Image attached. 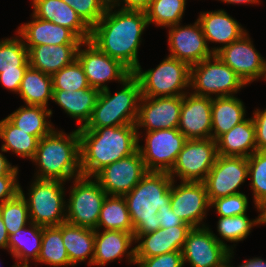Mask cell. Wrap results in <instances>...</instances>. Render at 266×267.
Returning <instances> with one entry per match:
<instances>
[{"label":"cell","mask_w":266,"mask_h":267,"mask_svg":"<svg viewBox=\"0 0 266 267\" xmlns=\"http://www.w3.org/2000/svg\"><path fill=\"white\" fill-rule=\"evenodd\" d=\"M173 179L167 172H148L124 195L133 224V237L159 228L190 226L175 215L170 205Z\"/></svg>","instance_id":"1"},{"label":"cell","mask_w":266,"mask_h":267,"mask_svg":"<svg viewBox=\"0 0 266 267\" xmlns=\"http://www.w3.org/2000/svg\"><path fill=\"white\" fill-rule=\"evenodd\" d=\"M112 9L108 5L105 14L91 28L89 41L134 72L140 66L137 53L143 30L148 26L146 12L122 9L112 12Z\"/></svg>","instance_id":"2"},{"label":"cell","mask_w":266,"mask_h":267,"mask_svg":"<svg viewBox=\"0 0 266 267\" xmlns=\"http://www.w3.org/2000/svg\"><path fill=\"white\" fill-rule=\"evenodd\" d=\"M82 175L93 177L103 167L138 150L136 124L98 129H78Z\"/></svg>","instance_id":"3"},{"label":"cell","mask_w":266,"mask_h":267,"mask_svg":"<svg viewBox=\"0 0 266 267\" xmlns=\"http://www.w3.org/2000/svg\"><path fill=\"white\" fill-rule=\"evenodd\" d=\"M32 161L39 167L36 179L65 182L81 176L78 129L68 135L53 130L49 135L42 137Z\"/></svg>","instance_id":"4"},{"label":"cell","mask_w":266,"mask_h":267,"mask_svg":"<svg viewBox=\"0 0 266 267\" xmlns=\"http://www.w3.org/2000/svg\"><path fill=\"white\" fill-rule=\"evenodd\" d=\"M121 84L123 88L114 95H111L109 88L99 92L90 120L78 129L136 124L142 97L140 83L131 74Z\"/></svg>","instance_id":"5"},{"label":"cell","mask_w":266,"mask_h":267,"mask_svg":"<svg viewBox=\"0 0 266 267\" xmlns=\"http://www.w3.org/2000/svg\"><path fill=\"white\" fill-rule=\"evenodd\" d=\"M141 69L138 66L132 74L140 83L143 97L183 96L186 93L182 89L190 86L191 67L169 55L155 69Z\"/></svg>","instance_id":"6"},{"label":"cell","mask_w":266,"mask_h":267,"mask_svg":"<svg viewBox=\"0 0 266 267\" xmlns=\"http://www.w3.org/2000/svg\"><path fill=\"white\" fill-rule=\"evenodd\" d=\"M245 85L247 84L242 78L216 54L191 66L190 69V86L195 89L192 94L196 96H232Z\"/></svg>","instance_id":"7"},{"label":"cell","mask_w":266,"mask_h":267,"mask_svg":"<svg viewBox=\"0 0 266 267\" xmlns=\"http://www.w3.org/2000/svg\"><path fill=\"white\" fill-rule=\"evenodd\" d=\"M62 183L61 180L35 178L28 193L29 198H25L32 223L51 227L66 222L65 189Z\"/></svg>","instance_id":"8"},{"label":"cell","mask_w":266,"mask_h":267,"mask_svg":"<svg viewBox=\"0 0 266 267\" xmlns=\"http://www.w3.org/2000/svg\"><path fill=\"white\" fill-rule=\"evenodd\" d=\"M89 176H78L66 204V222L96 230L102 204L107 196L98 181Z\"/></svg>","instance_id":"9"},{"label":"cell","mask_w":266,"mask_h":267,"mask_svg":"<svg viewBox=\"0 0 266 267\" xmlns=\"http://www.w3.org/2000/svg\"><path fill=\"white\" fill-rule=\"evenodd\" d=\"M217 156V143L212 138L187 139L169 175L183 182H204Z\"/></svg>","instance_id":"10"},{"label":"cell","mask_w":266,"mask_h":267,"mask_svg":"<svg viewBox=\"0 0 266 267\" xmlns=\"http://www.w3.org/2000/svg\"><path fill=\"white\" fill-rule=\"evenodd\" d=\"M233 250L208 227H192L181 250L183 263L192 267H226Z\"/></svg>","instance_id":"11"},{"label":"cell","mask_w":266,"mask_h":267,"mask_svg":"<svg viewBox=\"0 0 266 267\" xmlns=\"http://www.w3.org/2000/svg\"><path fill=\"white\" fill-rule=\"evenodd\" d=\"M145 146L138 150L148 172L169 173L181 152L186 137L178 130L165 129L146 132Z\"/></svg>","instance_id":"12"},{"label":"cell","mask_w":266,"mask_h":267,"mask_svg":"<svg viewBox=\"0 0 266 267\" xmlns=\"http://www.w3.org/2000/svg\"><path fill=\"white\" fill-rule=\"evenodd\" d=\"M148 173L139 150L99 170L93 177L109 196L128 194Z\"/></svg>","instance_id":"13"},{"label":"cell","mask_w":266,"mask_h":267,"mask_svg":"<svg viewBox=\"0 0 266 267\" xmlns=\"http://www.w3.org/2000/svg\"><path fill=\"white\" fill-rule=\"evenodd\" d=\"M86 45L87 48L81 49ZM77 60L82 65L90 87L99 91L108 88L104 83L111 80H118L122 83L132 72L119 60L111 58L100 51L89 40L79 45Z\"/></svg>","instance_id":"14"},{"label":"cell","mask_w":266,"mask_h":267,"mask_svg":"<svg viewBox=\"0 0 266 267\" xmlns=\"http://www.w3.org/2000/svg\"><path fill=\"white\" fill-rule=\"evenodd\" d=\"M247 177V157L218 155L204 181L209 202L240 193L237 189Z\"/></svg>","instance_id":"15"},{"label":"cell","mask_w":266,"mask_h":267,"mask_svg":"<svg viewBox=\"0 0 266 267\" xmlns=\"http://www.w3.org/2000/svg\"><path fill=\"white\" fill-rule=\"evenodd\" d=\"M248 33L220 49L216 55L249 84L266 76V61L256 51Z\"/></svg>","instance_id":"16"},{"label":"cell","mask_w":266,"mask_h":267,"mask_svg":"<svg viewBox=\"0 0 266 267\" xmlns=\"http://www.w3.org/2000/svg\"><path fill=\"white\" fill-rule=\"evenodd\" d=\"M168 42L169 56L185 62L190 67L213 55L198 20L194 25L170 26Z\"/></svg>","instance_id":"17"},{"label":"cell","mask_w":266,"mask_h":267,"mask_svg":"<svg viewBox=\"0 0 266 267\" xmlns=\"http://www.w3.org/2000/svg\"><path fill=\"white\" fill-rule=\"evenodd\" d=\"M182 106V96L141 97L137 129L145 128L146 132L178 128Z\"/></svg>","instance_id":"18"},{"label":"cell","mask_w":266,"mask_h":267,"mask_svg":"<svg viewBox=\"0 0 266 267\" xmlns=\"http://www.w3.org/2000/svg\"><path fill=\"white\" fill-rule=\"evenodd\" d=\"M171 185L170 205L175 215L191 227H199L210 207L204 182H181Z\"/></svg>","instance_id":"19"},{"label":"cell","mask_w":266,"mask_h":267,"mask_svg":"<svg viewBox=\"0 0 266 267\" xmlns=\"http://www.w3.org/2000/svg\"><path fill=\"white\" fill-rule=\"evenodd\" d=\"M212 102L213 97L184 94L178 130L186 139L212 138Z\"/></svg>","instance_id":"20"},{"label":"cell","mask_w":266,"mask_h":267,"mask_svg":"<svg viewBox=\"0 0 266 267\" xmlns=\"http://www.w3.org/2000/svg\"><path fill=\"white\" fill-rule=\"evenodd\" d=\"M191 229V226H174L138 235L135 243L142 241L134 247L135 258H150L164 253L181 251Z\"/></svg>","instance_id":"21"},{"label":"cell","mask_w":266,"mask_h":267,"mask_svg":"<svg viewBox=\"0 0 266 267\" xmlns=\"http://www.w3.org/2000/svg\"><path fill=\"white\" fill-rule=\"evenodd\" d=\"M32 2L35 17L70 29L83 42L90 39L91 28L71 5L63 0H32Z\"/></svg>","instance_id":"22"},{"label":"cell","mask_w":266,"mask_h":267,"mask_svg":"<svg viewBox=\"0 0 266 267\" xmlns=\"http://www.w3.org/2000/svg\"><path fill=\"white\" fill-rule=\"evenodd\" d=\"M34 20L19 27L17 33L26 42L28 51L33 46L38 45H61V44H81L79 39L70 29L54 24L50 21L42 20L32 15Z\"/></svg>","instance_id":"23"},{"label":"cell","mask_w":266,"mask_h":267,"mask_svg":"<svg viewBox=\"0 0 266 267\" xmlns=\"http://www.w3.org/2000/svg\"><path fill=\"white\" fill-rule=\"evenodd\" d=\"M133 241H135L133 233L118 230H104L103 232L95 230L92 265L104 266L105 263L122 258L124 254L128 257V262L135 264L134 248L127 252Z\"/></svg>","instance_id":"24"},{"label":"cell","mask_w":266,"mask_h":267,"mask_svg":"<svg viewBox=\"0 0 266 267\" xmlns=\"http://www.w3.org/2000/svg\"><path fill=\"white\" fill-rule=\"evenodd\" d=\"M203 29L206 42L222 43L223 46L212 48L211 52L216 54L220 49L226 47L231 42L238 40L247 31L227 14L224 10L200 12L197 19Z\"/></svg>","instance_id":"25"},{"label":"cell","mask_w":266,"mask_h":267,"mask_svg":"<svg viewBox=\"0 0 266 267\" xmlns=\"http://www.w3.org/2000/svg\"><path fill=\"white\" fill-rule=\"evenodd\" d=\"M80 44L38 45L28 51L29 66L52 76L77 59Z\"/></svg>","instance_id":"26"},{"label":"cell","mask_w":266,"mask_h":267,"mask_svg":"<svg viewBox=\"0 0 266 267\" xmlns=\"http://www.w3.org/2000/svg\"><path fill=\"white\" fill-rule=\"evenodd\" d=\"M216 143L218 155L247 158L251 156L257 151L255 125L252 117L245 119L229 132L221 135Z\"/></svg>","instance_id":"27"},{"label":"cell","mask_w":266,"mask_h":267,"mask_svg":"<svg viewBox=\"0 0 266 267\" xmlns=\"http://www.w3.org/2000/svg\"><path fill=\"white\" fill-rule=\"evenodd\" d=\"M99 92L92 87L78 91L53 90L52 100L72 118L78 119V123H82L80 127H83L91 118Z\"/></svg>","instance_id":"28"},{"label":"cell","mask_w":266,"mask_h":267,"mask_svg":"<svg viewBox=\"0 0 266 267\" xmlns=\"http://www.w3.org/2000/svg\"><path fill=\"white\" fill-rule=\"evenodd\" d=\"M244 108L243 102L234 97V94L213 98L212 139L216 141L221 135L244 121L246 119Z\"/></svg>","instance_id":"29"},{"label":"cell","mask_w":266,"mask_h":267,"mask_svg":"<svg viewBox=\"0 0 266 267\" xmlns=\"http://www.w3.org/2000/svg\"><path fill=\"white\" fill-rule=\"evenodd\" d=\"M62 240L72 266L85 261L89 256V265H92L95 230L64 222L62 223Z\"/></svg>","instance_id":"30"},{"label":"cell","mask_w":266,"mask_h":267,"mask_svg":"<svg viewBox=\"0 0 266 267\" xmlns=\"http://www.w3.org/2000/svg\"><path fill=\"white\" fill-rule=\"evenodd\" d=\"M29 223L30 229L24 226L9 236V252L21 263L16 262V267H29L28 261L30 258L36 261L41 249L43 227L31 221Z\"/></svg>","instance_id":"31"},{"label":"cell","mask_w":266,"mask_h":267,"mask_svg":"<svg viewBox=\"0 0 266 267\" xmlns=\"http://www.w3.org/2000/svg\"><path fill=\"white\" fill-rule=\"evenodd\" d=\"M51 115V109L43 106L26 105L20 107L6 118L20 130L36 136L40 140L54 130L50 121L46 119Z\"/></svg>","instance_id":"32"},{"label":"cell","mask_w":266,"mask_h":267,"mask_svg":"<svg viewBox=\"0 0 266 267\" xmlns=\"http://www.w3.org/2000/svg\"><path fill=\"white\" fill-rule=\"evenodd\" d=\"M18 94L26 105L47 108L48 100L53 98L52 77L29 66L24 72Z\"/></svg>","instance_id":"33"},{"label":"cell","mask_w":266,"mask_h":267,"mask_svg":"<svg viewBox=\"0 0 266 267\" xmlns=\"http://www.w3.org/2000/svg\"><path fill=\"white\" fill-rule=\"evenodd\" d=\"M118 230L133 233V224L124 196L107 195L100 211L96 230Z\"/></svg>","instance_id":"34"},{"label":"cell","mask_w":266,"mask_h":267,"mask_svg":"<svg viewBox=\"0 0 266 267\" xmlns=\"http://www.w3.org/2000/svg\"><path fill=\"white\" fill-rule=\"evenodd\" d=\"M0 138L4 141L2 152L9 150L20 157L33 159L39 139L14 126L7 118L0 121Z\"/></svg>","instance_id":"35"},{"label":"cell","mask_w":266,"mask_h":267,"mask_svg":"<svg viewBox=\"0 0 266 267\" xmlns=\"http://www.w3.org/2000/svg\"><path fill=\"white\" fill-rule=\"evenodd\" d=\"M36 261L53 267L72 265L62 240V223L43 227L42 245Z\"/></svg>","instance_id":"36"},{"label":"cell","mask_w":266,"mask_h":267,"mask_svg":"<svg viewBox=\"0 0 266 267\" xmlns=\"http://www.w3.org/2000/svg\"><path fill=\"white\" fill-rule=\"evenodd\" d=\"M18 37L0 41V73L25 72L29 67L28 49Z\"/></svg>","instance_id":"37"},{"label":"cell","mask_w":266,"mask_h":267,"mask_svg":"<svg viewBox=\"0 0 266 267\" xmlns=\"http://www.w3.org/2000/svg\"><path fill=\"white\" fill-rule=\"evenodd\" d=\"M186 0H152L145 10L148 25L170 27L181 24L180 21L185 11Z\"/></svg>","instance_id":"38"},{"label":"cell","mask_w":266,"mask_h":267,"mask_svg":"<svg viewBox=\"0 0 266 267\" xmlns=\"http://www.w3.org/2000/svg\"><path fill=\"white\" fill-rule=\"evenodd\" d=\"M0 215L9 236L26 226V223L30 221L28 206L21 186L20 193L15 198L0 204Z\"/></svg>","instance_id":"39"},{"label":"cell","mask_w":266,"mask_h":267,"mask_svg":"<svg viewBox=\"0 0 266 267\" xmlns=\"http://www.w3.org/2000/svg\"><path fill=\"white\" fill-rule=\"evenodd\" d=\"M247 160L254 202L260 212V205L266 201V151H255Z\"/></svg>","instance_id":"40"},{"label":"cell","mask_w":266,"mask_h":267,"mask_svg":"<svg viewBox=\"0 0 266 267\" xmlns=\"http://www.w3.org/2000/svg\"><path fill=\"white\" fill-rule=\"evenodd\" d=\"M257 224H261L260 214L254 220H250L246 214L220 217L217 231L222 239L229 242H238L245 239L251 232V228Z\"/></svg>","instance_id":"41"},{"label":"cell","mask_w":266,"mask_h":267,"mask_svg":"<svg viewBox=\"0 0 266 267\" xmlns=\"http://www.w3.org/2000/svg\"><path fill=\"white\" fill-rule=\"evenodd\" d=\"M51 77L53 90L78 91L79 89L90 88L84 69L77 59Z\"/></svg>","instance_id":"42"},{"label":"cell","mask_w":266,"mask_h":267,"mask_svg":"<svg viewBox=\"0 0 266 267\" xmlns=\"http://www.w3.org/2000/svg\"><path fill=\"white\" fill-rule=\"evenodd\" d=\"M92 28L105 14L109 0H63Z\"/></svg>","instance_id":"43"},{"label":"cell","mask_w":266,"mask_h":267,"mask_svg":"<svg viewBox=\"0 0 266 267\" xmlns=\"http://www.w3.org/2000/svg\"><path fill=\"white\" fill-rule=\"evenodd\" d=\"M210 206L215 207L220 217L242 215L247 212L248 199L245 194L240 192L214 199L210 202Z\"/></svg>","instance_id":"44"},{"label":"cell","mask_w":266,"mask_h":267,"mask_svg":"<svg viewBox=\"0 0 266 267\" xmlns=\"http://www.w3.org/2000/svg\"><path fill=\"white\" fill-rule=\"evenodd\" d=\"M138 267H183L181 251L164 253L150 258H135Z\"/></svg>","instance_id":"45"},{"label":"cell","mask_w":266,"mask_h":267,"mask_svg":"<svg viewBox=\"0 0 266 267\" xmlns=\"http://www.w3.org/2000/svg\"><path fill=\"white\" fill-rule=\"evenodd\" d=\"M252 119L255 125L257 151H266V109H257Z\"/></svg>","instance_id":"46"},{"label":"cell","mask_w":266,"mask_h":267,"mask_svg":"<svg viewBox=\"0 0 266 267\" xmlns=\"http://www.w3.org/2000/svg\"><path fill=\"white\" fill-rule=\"evenodd\" d=\"M17 176H0V204L15 198L20 193Z\"/></svg>","instance_id":"47"},{"label":"cell","mask_w":266,"mask_h":267,"mask_svg":"<svg viewBox=\"0 0 266 267\" xmlns=\"http://www.w3.org/2000/svg\"><path fill=\"white\" fill-rule=\"evenodd\" d=\"M23 75L24 72L4 71L0 73V82L5 88L18 94Z\"/></svg>","instance_id":"48"},{"label":"cell","mask_w":266,"mask_h":267,"mask_svg":"<svg viewBox=\"0 0 266 267\" xmlns=\"http://www.w3.org/2000/svg\"><path fill=\"white\" fill-rule=\"evenodd\" d=\"M120 0H109V5H111L113 8L115 6H120ZM152 0H123L125 5L122 6V10H143L145 11ZM117 2V3H116Z\"/></svg>","instance_id":"49"},{"label":"cell","mask_w":266,"mask_h":267,"mask_svg":"<svg viewBox=\"0 0 266 267\" xmlns=\"http://www.w3.org/2000/svg\"><path fill=\"white\" fill-rule=\"evenodd\" d=\"M18 167L12 166L7 158L0 153V176H17Z\"/></svg>","instance_id":"50"},{"label":"cell","mask_w":266,"mask_h":267,"mask_svg":"<svg viewBox=\"0 0 266 267\" xmlns=\"http://www.w3.org/2000/svg\"><path fill=\"white\" fill-rule=\"evenodd\" d=\"M232 254H233V251L228 256L227 267H233L229 264L230 259H232L231 258ZM238 267H266V261L261 258H253V259L246 260L244 263H242Z\"/></svg>","instance_id":"51"},{"label":"cell","mask_w":266,"mask_h":267,"mask_svg":"<svg viewBox=\"0 0 266 267\" xmlns=\"http://www.w3.org/2000/svg\"><path fill=\"white\" fill-rule=\"evenodd\" d=\"M8 242H9V234L7 229L5 228V224L3 219L0 215V247L2 249H8Z\"/></svg>","instance_id":"52"},{"label":"cell","mask_w":266,"mask_h":267,"mask_svg":"<svg viewBox=\"0 0 266 267\" xmlns=\"http://www.w3.org/2000/svg\"><path fill=\"white\" fill-rule=\"evenodd\" d=\"M223 2L229 3V4H242V3H259V0H221Z\"/></svg>","instance_id":"53"},{"label":"cell","mask_w":266,"mask_h":267,"mask_svg":"<svg viewBox=\"0 0 266 267\" xmlns=\"http://www.w3.org/2000/svg\"><path fill=\"white\" fill-rule=\"evenodd\" d=\"M260 219L262 225L266 223V201L260 205Z\"/></svg>","instance_id":"54"}]
</instances>
